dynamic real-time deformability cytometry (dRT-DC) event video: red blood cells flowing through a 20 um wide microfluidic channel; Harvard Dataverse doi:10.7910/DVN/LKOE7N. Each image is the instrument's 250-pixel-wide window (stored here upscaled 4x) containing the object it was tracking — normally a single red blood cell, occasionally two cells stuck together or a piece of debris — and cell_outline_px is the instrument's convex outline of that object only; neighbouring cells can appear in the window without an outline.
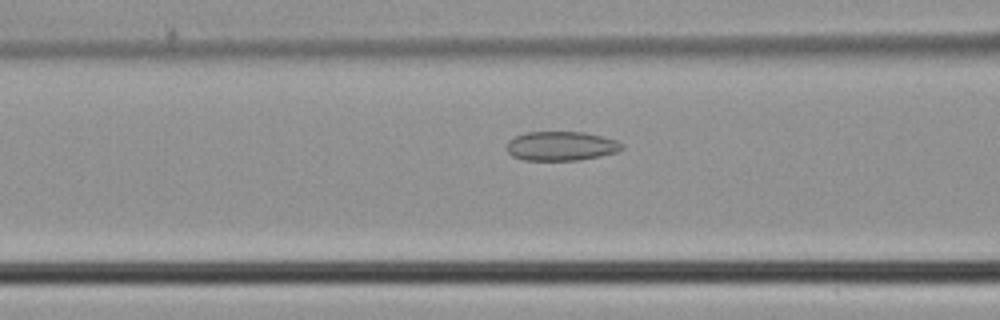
{"species": "common noctule bat (a hibernating species)", "species_latin": "Nyctalus noctula", "temperature_condition": "cold", "stored_images_in_passage": 16, "camera_frame_rate_fps": 3000, "um_per_image_px": 0.085, "animal": {"sex": "male", "body_mass_g": 21.5, "forearm_length_mm": 52.0}, "frame": {"image": 1, "passage_image": 14, "time_ms": 4.333, "image_size_px": [1000, 320], "cell_outline_px": [[624, 148], [616, 152], [600, 156], [580, 160], [524, 160], [512, 156], [504, 148], [508, 140], [516, 136], [528, 132], [584, 132], [616, 140], [624, 144]], "centroid_in_image_um": [47.67, 12.42], "position_along_channel_um": 118.9, "area_um2": 19.71}}